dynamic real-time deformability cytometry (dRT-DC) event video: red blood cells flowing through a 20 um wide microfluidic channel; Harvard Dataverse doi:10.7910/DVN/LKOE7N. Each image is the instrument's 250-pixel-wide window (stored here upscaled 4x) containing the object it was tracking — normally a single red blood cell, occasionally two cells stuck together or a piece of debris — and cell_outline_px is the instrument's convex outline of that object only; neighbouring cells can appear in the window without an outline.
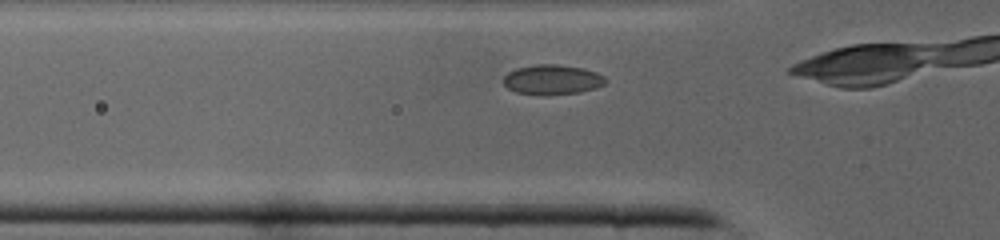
{"species": "common noctule bat (a hibernating species)", "species_latin": "Nyctalus noctula", "temperature_condition": "cold", "stored_images_in_passage": 7, "camera_frame_rate_fps": 3000, "um_per_image_px": 0.085, "animal": {"sex": "male", "body_mass_g": 19.0, "forearm_length_mm": 50.8}, "frame": {"image": 1, "passage_image": 3, "time_ms": 0.667, "image_size_px": [1000, 240], "cell_outline_px": [[608, 80], [604, 84], [596, 88], [580, 92], [516, 92], [508, 88], [504, 84], [504, 76], [508, 72], [516, 68], [536, 64], [556, 64], [584, 68], [596, 72], [604, 76]], "centroid_in_image_um": [46.98, 6.71], "position_along_channel_um": 78.8, "area_um2": 17.05}}